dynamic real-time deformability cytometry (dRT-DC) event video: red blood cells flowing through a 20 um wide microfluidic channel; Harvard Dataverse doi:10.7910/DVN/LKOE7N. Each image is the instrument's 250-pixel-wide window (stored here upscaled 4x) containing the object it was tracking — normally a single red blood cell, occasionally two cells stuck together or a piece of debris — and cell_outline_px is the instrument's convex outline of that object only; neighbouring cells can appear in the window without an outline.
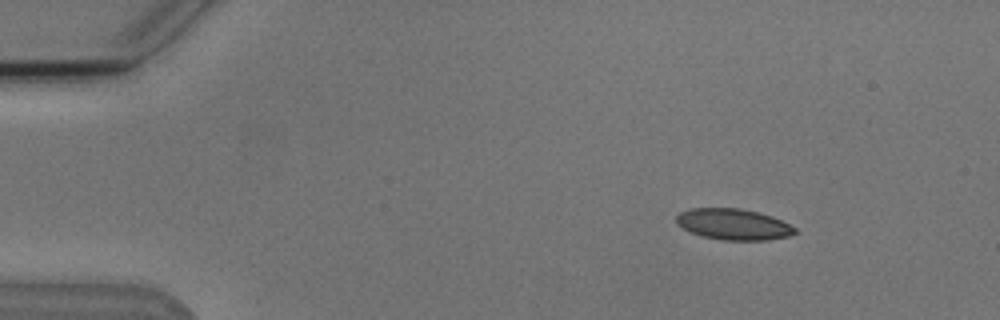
{"species": "Egyptian fruit bat (a non-hibernating species)", "species_latin": "Rousettus aegyptiacus", "temperature_condition": "cold", "stored_images_in_passage": 5, "camera_frame_rate_fps": 3000, "um_per_image_px": 0.085, "animal": {"sex": "male"}, "frame": {"image": 1, "passage_image": 2, "time_ms": 1.333, "image_size_px": [1000, 320], "cell_outline_px": [[796, 232], [788, 236], [764, 240], [720, 240], [704, 236], [692, 232], [676, 224], [676, 216], [680, 212], [688, 208], [740, 208], [772, 216], [796, 228]], "centroid_in_image_um": [62.31, 19.06], "position_along_channel_um": 22.7, "area_um2": 21.27}}
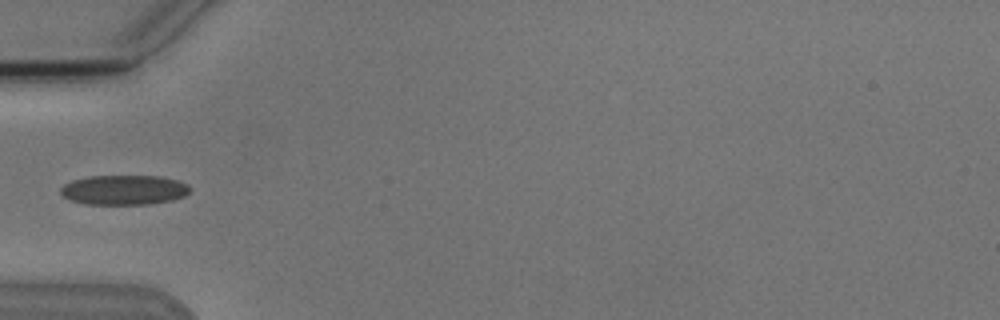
{"frame": {"image": 2, "passage_image": 5, "time_ms": 5.0, "image_size_px": [1000, 320], "cell_outline_px": [[192, 188], [184, 196], [172, 200], [148, 204], [84, 204], [68, 200], [60, 196], [60, 188], [64, 184], [72, 180], [88, 176], [160, 176], [176, 180], [188, 184]], "centroid_in_image_um": [10.49, 16.14], "position_along_channel_um": 74.5, "area_um2": 22.66}}